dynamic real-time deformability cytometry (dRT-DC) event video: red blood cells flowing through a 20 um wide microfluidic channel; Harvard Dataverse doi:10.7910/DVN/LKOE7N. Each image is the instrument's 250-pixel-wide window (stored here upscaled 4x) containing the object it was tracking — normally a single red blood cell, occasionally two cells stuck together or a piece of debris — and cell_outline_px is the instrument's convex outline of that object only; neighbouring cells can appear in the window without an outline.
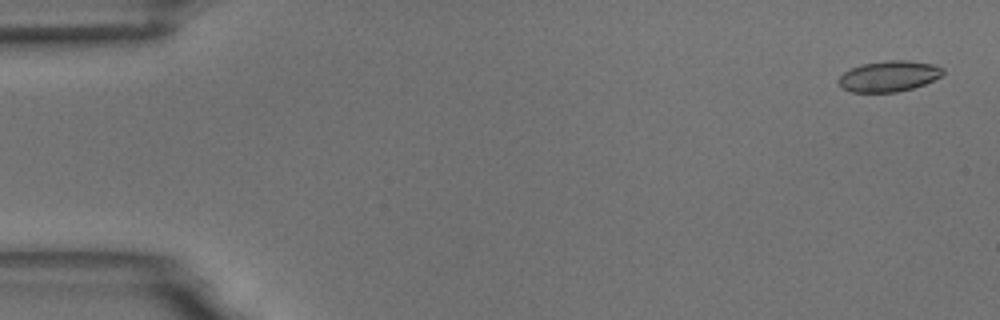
{"species": "common noctule bat (a hibernating species)", "species_latin": "Nyctalus noctula", "temperature_condition": "room temperature", "stored_images_in_passage": 4, "camera_frame_rate_fps": 3000, "um_per_image_px": 0.085, "animal": {"sex": "male", "body_mass_g": 18.8}, "frame": {"image": 1, "passage_image": 1, "time_ms": 0.0, "image_size_px": [1000, 320], "cell_outline_px": [[944, 72], [940, 76], [924, 84], [912, 88], [896, 92], [852, 92], [844, 88], [836, 80], [844, 72], [860, 64], [888, 60], [908, 60], [932, 64], [944, 68]], "centroid_in_image_um": [75.55, 6.47], "position_along_channel_um": 9.5, "area_um2": 18.61}}